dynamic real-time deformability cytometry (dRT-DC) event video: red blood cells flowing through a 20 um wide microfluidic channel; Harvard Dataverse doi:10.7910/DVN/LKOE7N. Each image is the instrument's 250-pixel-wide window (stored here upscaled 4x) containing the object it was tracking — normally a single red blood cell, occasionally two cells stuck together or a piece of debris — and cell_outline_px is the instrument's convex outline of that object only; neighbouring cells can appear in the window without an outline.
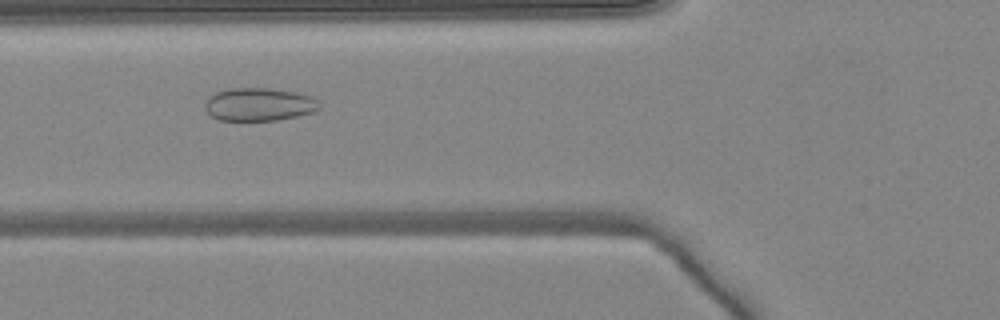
{"species": "common noctule bat (a hibernating species)", "species_latin": "Nyctalus noctula", "temperature_condition": "warm", "stored_images_in_passage": 50, "camera_frame_rate_fps": 3000, "um_per_image_px": 0.085, "animal": {"sex": "female", "body_mass_g": 24.6, "forearm_length_mm": 56.2}, "frame": {"image": 1, "passage_image": 19, "time_ms": 6.0, "image_size_px": [1000, 320], "cell_outline_px": [[320, 108], [316, 112], [276, 120], [216, 120], [204, 108], [204, 104], [208, 96], [216, 92], [232, 88], [268, 88], [296, 92], [312, 96], [320, 104]], "centroid_in_image_um": [22.02, 8.87], "position_along_channel_um": 103.8, "area_um2": 22.14}}
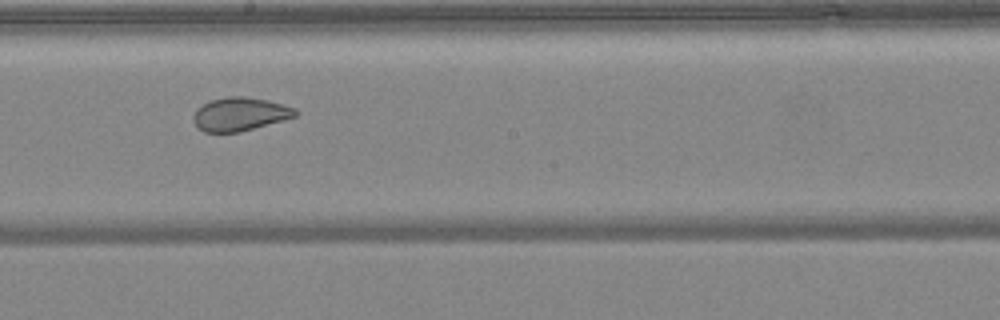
{"frame": {"image": 2, "passage_image": 28, "time_ms": 9.0, "image_size_px": [1000, 320], "cell_outline_px": [[300, 112], [296, 116], [284, 120], [240, 132], [204, 132], [192, 120], [192, 116], [196, 108], [212, 100], [228, 96], [244, 96], [268, 100], [284, 104], [296, 108]], "centroid_in_image_um": [20.42, 9.69], "position_along_channel_um": 227.8, "area_um2": 20.0}}
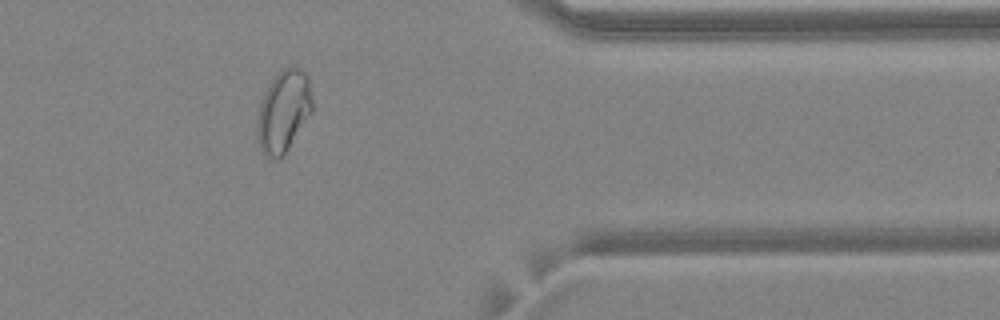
{"frame": {"image": 3, "passage_image": 41, "time_ms": 13.333, "image_size_px": [1000, 320], "cell_outline_px": [[312, 112], [284, 156], [276, 160], [268, 156], [260, 148], [256, 128], [256, 124], [260, 104], [264, 92], [268, 84], [280, 68], [292, 64], [300, 68], [308, 76], [312, 100]], "centroid_in_image_um": [24.1, 9.41], "position_along_channel_um": 387.3, "area_um2": 26.65}, "authors_computed_cell_mechanics": {"area_um2": 26.5013, "velocity_mm_per_s": 4.114, "shape_relaxation_time_tau1_ms": null, "shape_relaxation_time_tau2_ms": 0.6762, "deformation_change_tau1": null, "deformation_change_tau2": 0.0556}}